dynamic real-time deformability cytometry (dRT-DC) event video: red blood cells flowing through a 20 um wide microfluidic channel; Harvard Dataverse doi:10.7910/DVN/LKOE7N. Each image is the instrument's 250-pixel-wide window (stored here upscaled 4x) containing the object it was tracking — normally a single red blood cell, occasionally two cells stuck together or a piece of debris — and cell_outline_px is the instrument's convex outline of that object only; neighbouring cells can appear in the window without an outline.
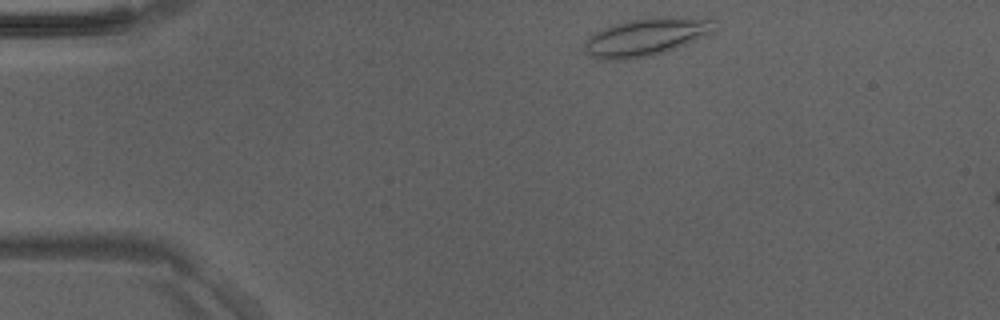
{"species": "Egyptian fruit bat (a non-hibernating species)", "species_latin": "Rousettus aegyptiacus", "temperature_condition": "room temperature", "stored_images_in_passage": 8, "camera_frame_rate_fps": 3000, "um_per_image_px": 0.085, "animal": {"sex": "male"}, "frame": {"image": 1, "passage_image": 2, "time_ms": 0.333, "image_size_px": [1000, 320], "cell_outline_px": [[716, 20], [712, 32], [708, 36], [676, 48], [652, 56], [628, 60], [604, 60], [588, 56], [584, 52], [584, 44], [588, 36], [604, 28], [628, 20], [664, 16]], "centroid_in_image_um": [54.89, 3.17], "position_along_channel_um": 30.1, "area_um2": 28.73}}